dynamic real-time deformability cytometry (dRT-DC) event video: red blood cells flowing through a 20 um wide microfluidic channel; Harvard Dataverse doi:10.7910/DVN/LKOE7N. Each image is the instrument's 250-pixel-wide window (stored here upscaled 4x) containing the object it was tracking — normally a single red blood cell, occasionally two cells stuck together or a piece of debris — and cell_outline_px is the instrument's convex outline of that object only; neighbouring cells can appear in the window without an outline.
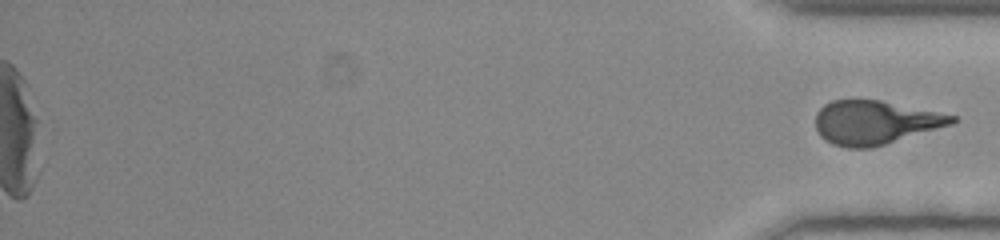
{"species": "human", "species_latin": "Homo sapiens", "temperature_condition": "room temperature", "stored_images_in_passage": 53, "segment_of_instrument_passage": [2, 2], "camera_frame_rate_fps": 3000, "um_per_image_px": 0.085, "donor": {"sex": "female"}, "frame": {"image": 1, "passage_image": 53, "time_ms": 17.333, "image_size_px": [1000, 240], "cell_outline_px": [[956, 120], [952, 124], [872, 148], [848, 148], [832, 144], [820, 136], [816, 128], [816, 112], [824, 104], [832, 100], [880, 100], [956, 116]], "centroid_in_image_um": [74.33, 10.41], "position_along_channel_um": 360.9, "area_um2": 34.51}}